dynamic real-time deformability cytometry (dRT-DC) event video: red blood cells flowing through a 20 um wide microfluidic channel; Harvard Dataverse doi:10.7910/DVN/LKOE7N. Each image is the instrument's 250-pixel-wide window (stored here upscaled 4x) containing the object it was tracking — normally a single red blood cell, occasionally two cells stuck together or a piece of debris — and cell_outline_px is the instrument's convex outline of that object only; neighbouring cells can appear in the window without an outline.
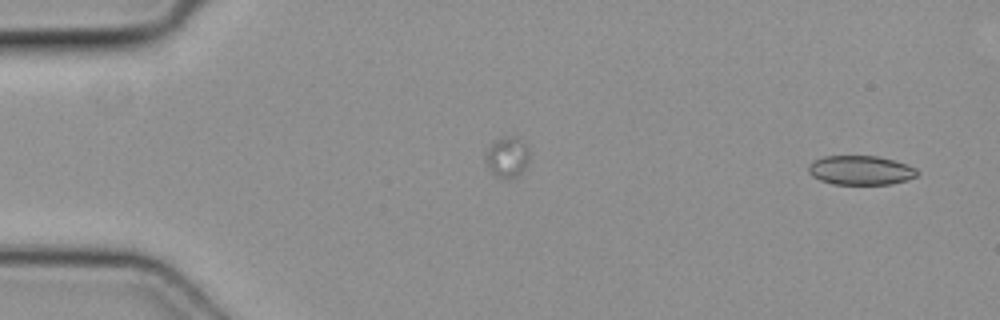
{"species": "common noctule bat (a hibernating species)", "species_latin": "Nyctalus noctula", "temperature_condition": "cold", "stored_images_in_passage": 6, "camera_frame_rate_fps": 3000, "um_per_image_px": 0.085, "animal": {"sex": "female", "body_mass_g": 19.3, "forearm_length_mm": 54.1}, "frame": {"image": 1, "passage_image": 1, "time_ms": 0.0, "image_size_px": [1000, 320], "cell_outline_px": [[920, 172], [916, 176], [908, 180], [892, 184], [832, 184], [820, 180], [812, 176], [808, 172], [808, 164], [812, 160], [824, 156], [876, 156], [908, 164], [916, 168]], "centroid_in_image_um": [73.15, 14.47], "position_along_channel_um": 11.9, "area_um2": 18.73}}
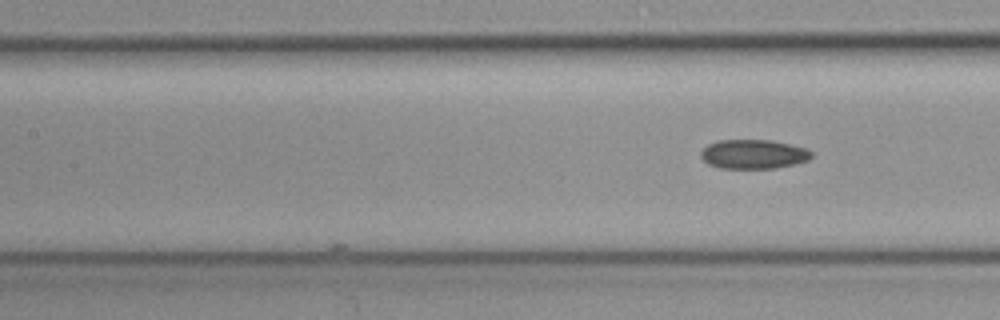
{"frame": {"image": 2, "passage_image": 6, "time_ms": 1.667, "image_size_px": [1000, 320], "cell_outline_px": [[812, 156], [808, 160], [776, 168], [720, 168], [708, 164], [700, 156], [700, 152], [708, 144], [716, 140], [772, 140], [804, 148], [812, 152]], "centroid_in_image_um": [64.0, 13.1], "position_along_channel_um": 143.4, "area_um2": 18.73}}